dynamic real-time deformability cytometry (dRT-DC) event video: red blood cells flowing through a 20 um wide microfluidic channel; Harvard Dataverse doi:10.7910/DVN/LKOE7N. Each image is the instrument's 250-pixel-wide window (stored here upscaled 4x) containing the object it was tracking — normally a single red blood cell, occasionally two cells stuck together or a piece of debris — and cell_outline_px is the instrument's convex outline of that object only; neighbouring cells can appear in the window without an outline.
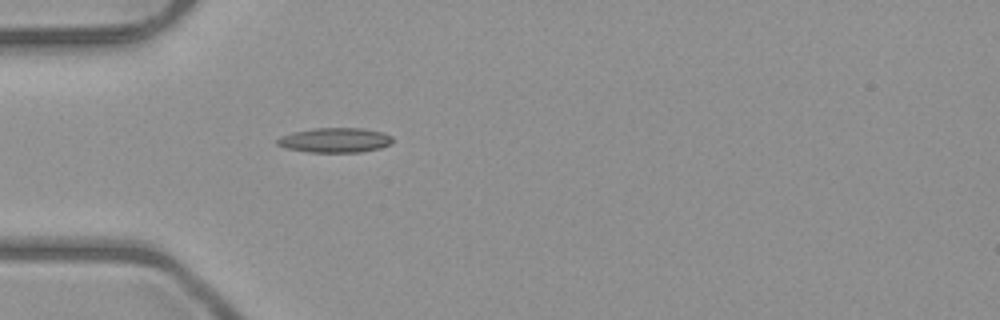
{"species": "common noctule bat (a hibernating species)", "species_latin": "Nyctalus noctula", "temperature_condition": "room temperature", "stored_images_in_passage": 1, "camera_frame_rate_fps": 3000, "um_per_image_px": 0.085, "animal": {"sex": "male", "body_mass_g": 23.1, "forearm_length_mm": 52.7}, "frame": {"image": 1, "passage_image": 1, "time_ms": 0.0, "image_size_px": [1000, 320], "cell_outline_px": [[392, 144], [380, 148], [360, 152], [308, 152], [288, 148], [276, 144], [276, 140], [280, 136], [292, 132], [316, 128], [360, 128], [384, 132], [392, 136]], "centroid_in_image_um": [28.49, 11.91], "position_along_channel_um": 56.5, "area_um2": 16.65}}